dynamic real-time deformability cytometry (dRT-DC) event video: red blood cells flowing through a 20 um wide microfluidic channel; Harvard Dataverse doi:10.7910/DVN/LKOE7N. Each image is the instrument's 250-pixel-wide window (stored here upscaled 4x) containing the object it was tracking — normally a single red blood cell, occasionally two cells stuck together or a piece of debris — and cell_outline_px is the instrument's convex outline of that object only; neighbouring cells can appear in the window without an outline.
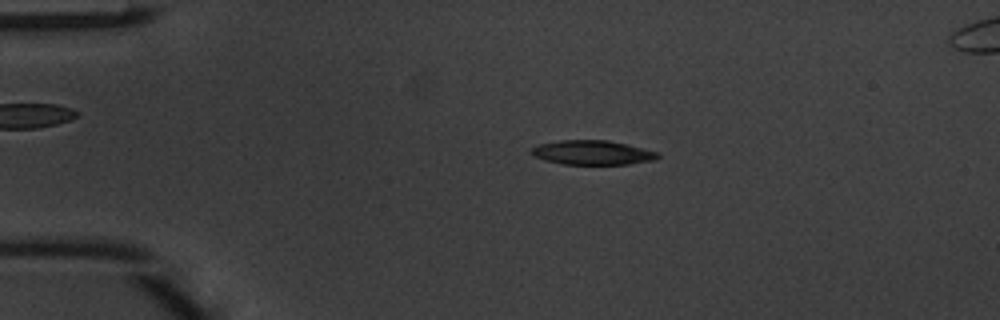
{"species": "common noctule bat (a hibernating species)", "species_latin": "Nyctalus noctula", "temperature_condition": "warm", "stored_images_in_passage": 45, "camera_frame_rate_fps": 3000, "um_per_image_px": 0.085, "animal": {"sex": "male", "body_mass_g": 20.1, "forearm_length_mm": 53.5}, "frame": {"image": 1, "passage_image": 7, "time_ms": 2.0, "image_size_px": [1000, 320], "cell_outline_px": [[660, 156], [656, 160], [628, 164], [564, 164], [544, 160], [532, 156], [528, 152], [532, 148], [540, 144], [560, 140], [608, 140], [656, 152]], "centroid_in_image_um": [50.29, 12.97], "position_along_channel_um": 34.7, "area_um2": 17.8}}
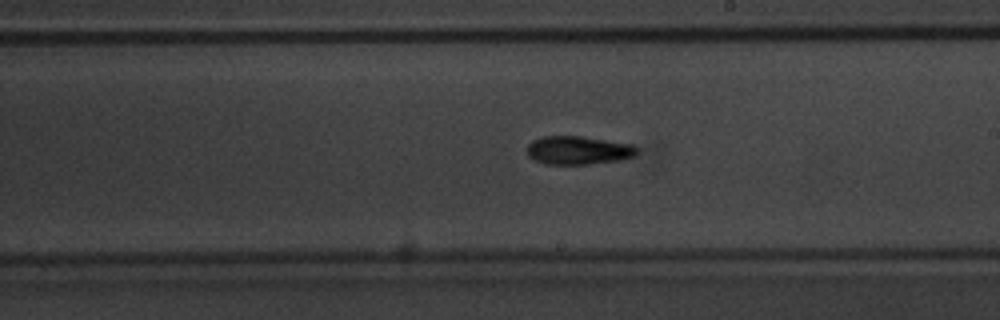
{"frame": {"image": 2, "passage_image": 25, "time_ms": 8.0, "image_size_px": [1000, 320], "cell_outline_px": [[640, 152], [636, 156], [620, 160], [588, 164], [544, 164], [528, 156], [528, 144], [532, 140], [544, 136], [580, 136], [636, 144], [640, 148]], "centroid_in_image_um": [49.24, 12.77], "position_along_channel_um": 239.8, "area_um2": 18.5}}
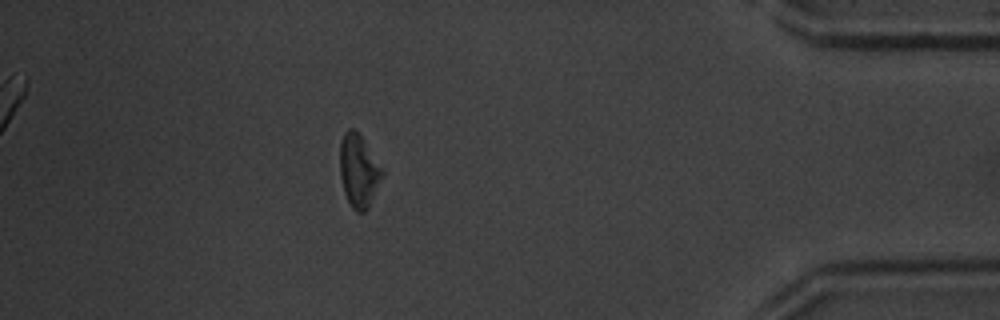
{"frame": {"image": 3, "passage_image": 40, "time_ms": 13.0, "image_size_px": [1000, 320], "cell_outline_px": [[384, 172], [368, 208], [364, 212], [356, 212], [352, 208], [344, 192], [340, 176], [340, 144], [344, 132], [348, 128], [352, 128], [360, 136], [384, 168]], "centroid_in_image_um": [30.49, 14.52], "position_along_channel_um": 404.7, "area_um2": 17.8}, "authors_computed_cell_mechanics": {"area_um2": 18.207, "velocity_mm_per_s": 4.1422, "shape_relaxation_time_tau1_ms": 2.797, "shape_relaxation_time_tau2_ms": null, "deformation_change_tau1": 0.1111, "deformation_change_tau2": null}}